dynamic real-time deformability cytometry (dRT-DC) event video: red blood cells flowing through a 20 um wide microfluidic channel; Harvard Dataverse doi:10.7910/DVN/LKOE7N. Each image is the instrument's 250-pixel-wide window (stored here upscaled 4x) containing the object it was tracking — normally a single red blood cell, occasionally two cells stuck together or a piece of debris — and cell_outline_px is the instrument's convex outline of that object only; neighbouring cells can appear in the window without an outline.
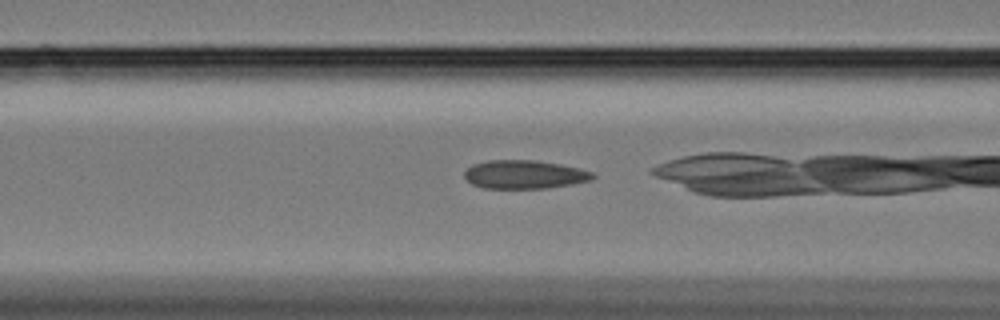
{"species": "Egyptian fruit bat (a non-hibernating species)", "species_latin": "Rousettus aegyptiacus", "temperature_condition": "cold", "stored_images_in_passage": 44, "camera_frame_rate_fps": 3000, "um_per_image_px": 0.085, "animal": {"sex": "female"}, "frame": {"image": 1, "passage_image": 20, "time_ms": 6.333, "image_size_px": [1000, 320], "cell_outline_px": [[596, 176], [588, 180], [572, 184], [544, 188], [484, 188], [472, 184], [464, 176], [464, 172], [472, 164], [488, 160], [536, 160], [560, 164], [592, 172]], "centroid_in_image_um": [44.53, 14.82], "position_along_channel_um": 122.1, "area_um2": 21.1}}
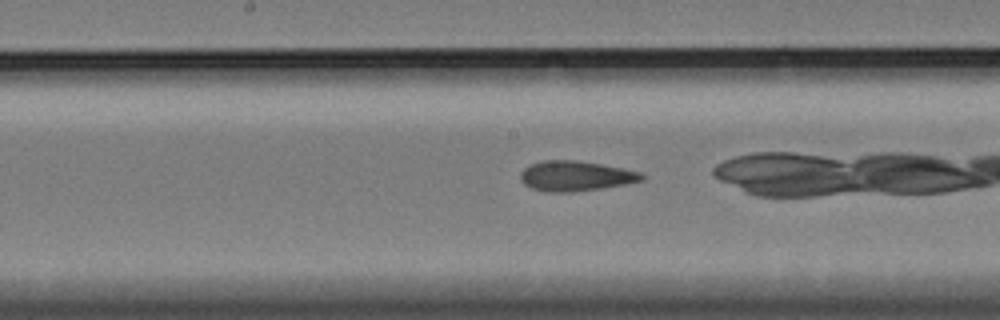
{"frame": {"image": 2, "passage_image": 27, "time_ms": 8.667, "image_size_px": [1000, 320], "cell_outline_px": [[644, 180], [624, 184], [576, 192], [548, 192], [532, 188], [524, 184], [520, 180], [520, 172], [524, 168], [532, 164], [544, 160], [576, 160], [600, 164], [640, 172], [644, 176]], "centroid_in_image_um": [48.89, 14.96], "position_along_channel_um": 199.3, "area_um2": 21.1}}
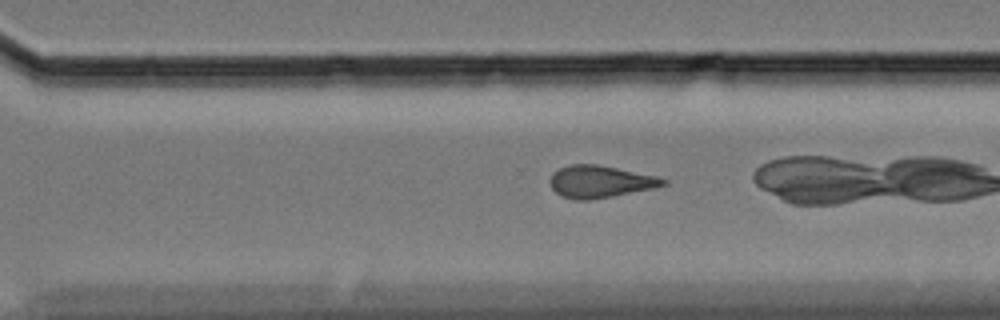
{"frame": {"image": 3, "passage_image": 38, "time_ms": 12.333, "image_size_px": [1000, 320], "cell_outline_px": [[668, 184], [652, 188], [608, 196], [584, 200], [580, 200], [564, 196], [556, 192], [552, 188], [548, 180], [552, 172], [568, 164], [596, 164], [656, 176], [668, 180]], "centroid_in_image_um": [50.97, 15.41], "position_along_channel_um": 319.6, "area_um2": 20.75}}